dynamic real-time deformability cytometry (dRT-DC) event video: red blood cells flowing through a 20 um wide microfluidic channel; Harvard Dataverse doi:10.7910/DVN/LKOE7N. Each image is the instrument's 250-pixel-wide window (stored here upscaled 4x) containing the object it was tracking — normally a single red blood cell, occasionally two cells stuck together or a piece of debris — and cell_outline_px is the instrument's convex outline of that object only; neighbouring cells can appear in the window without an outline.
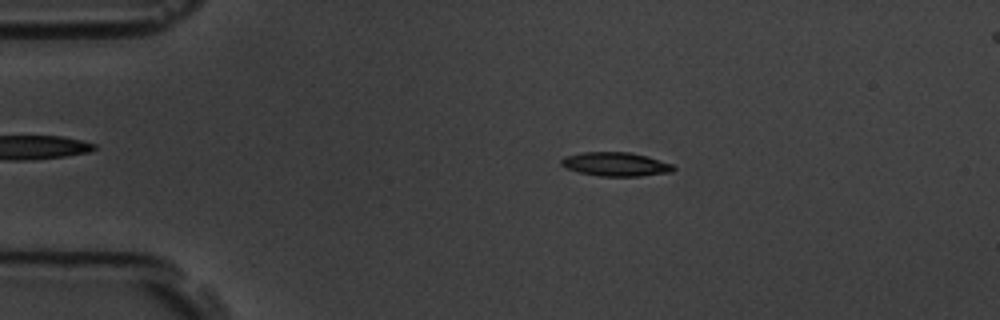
{"species": "common noctule bat (a hibernating species)", "species_latin": "Nyctalus noctula", "temperature_condition": "room temperature", "stored_images_in_passage": 57, "camera_frame_rate_fps": 3000, "um_per_image_px": 0.085, "animal": {"sex": "male", "body_mass_g": 19.5, "forearm_length_mm": 54.6}, "frame": {"image": 1, "passage_image": 11, "time_ms": 3.333, "image_size_px": [1000, 320], "cell_outline_px": [[676, 168], [672, 172], [640, 176], [600, 176], [580, 172], [568, 168], [560, 164], [560, 160], [564, 156], [584, 152], [628, 152], [644, 156], [672, 164]], "centroid_in_image_um": [52.32, 13.96], "position_along_channel_um": 32.7, "area_um2": 15.37}}
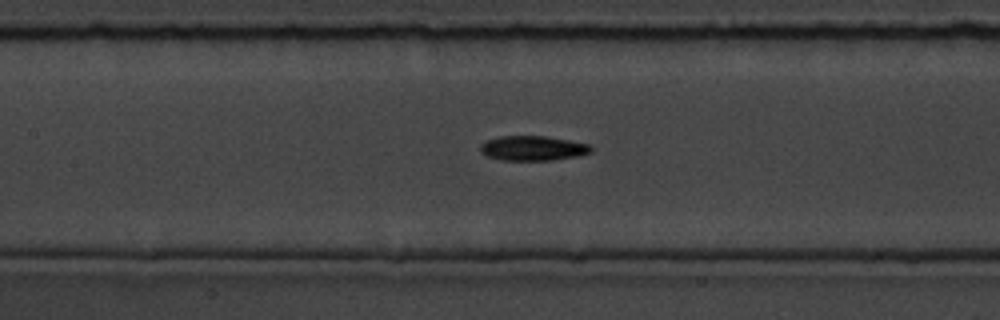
{"frame": {"image": 2, "passage_image": 26, "time_ms": 8.333, "image_size_px": [1000, 320], "cell_outline_px": [[592, 152], [576, 156], [552, 160], [500, 160], [488, 156], [480, 152], [480, 144], [488, 140], [500, 136], [544, 136], [568, 140], [588, 144], [592, 148]], "centroid_in_image_um": [45.27, 12.6], "position_along_channel_um": 162.1, "area_um2": 15.84}}
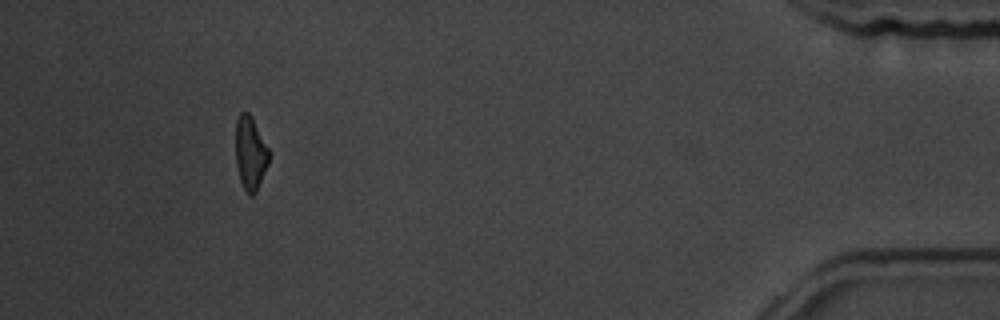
{"frame": {"image": 3, "passage_image": 53, "time_ms": 17.333, "image_size_px": [1000, 320], "cell_outline_px": [[268, 164], [256, 192], [252, 196], [248, 196], [240, 180], [236, 164], [236, 120], [240, 112], [248, 112], [252, 116], [268, 148]], "centroid_in_image_um": [21.27, 13.01], "position_along_channel_um": 413.9, "area_um2": 14.16}, "authors_computed_cell_mechanics": {"area_um2": 15.2592, "velocity_mm_per_s": 3.5253, "shape_relaxation_time_tau1_ms": 3.7625, "shape_relaxation_time_tau2_ms": 10.8436, "deformation_change_tau1": 0.1574, "deformation_change_tau2": 0.2021}}